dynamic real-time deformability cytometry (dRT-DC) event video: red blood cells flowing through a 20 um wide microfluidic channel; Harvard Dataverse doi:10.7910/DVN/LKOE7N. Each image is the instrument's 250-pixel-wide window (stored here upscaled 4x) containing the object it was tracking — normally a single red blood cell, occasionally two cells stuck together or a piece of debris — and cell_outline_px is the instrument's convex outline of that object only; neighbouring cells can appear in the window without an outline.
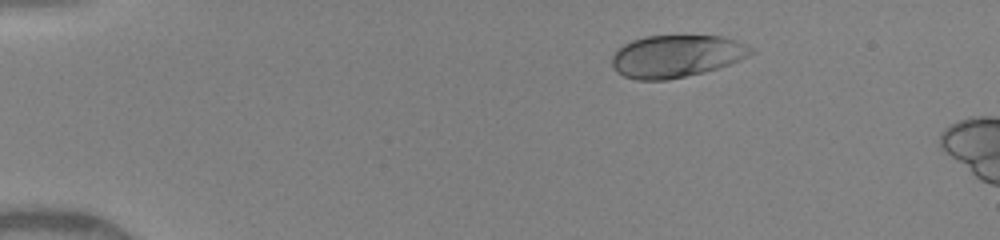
{"species": "human", "species_latin": "Homo sapiens", "temperature_condition": "warm", "stored_images_in_passage": 32, "camera_frame_rate_fps": 3000, "um_per_image_px": 0.085, "donor": {"sex": "female"}, "frame": {"image": 1, "passage_image": 7, "time_ms": 2.667, "image_size_px": [1000, 240], "cell_outline_px": [[756, 52], [740, 60], [720, 68], [704, 72], [668, 80], [636, 80], [624, 76], [616, 72], [612, 68], [612, 56], [624, 44], [632, 40], [644, 36], [720, 36], [736, 40], [748, 44]], "centroid_in_image_um": [57.51, 4.78], "position_along_channel_um": 27.5, "area_um2": 34.51}}
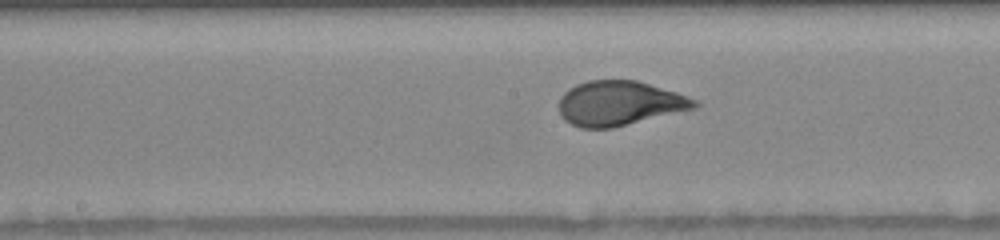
{"frame": {"image": 2, "passage_image": 22, "time_ms": 8.667, "image_size_px": [1000, 240], "cell_outline_px": [[700, 104], [696, 108], [612, 128], [580, 128], [564, 120], [560, 112], [560, 96], [568, 88], [576, 84], [588, 80], [636, 80], [676, 92], [696, 100]], "centroid_in_image_um": [52.63, 8.78], "position_along_channel_um": 195.6, "area_um2": 35.14}}
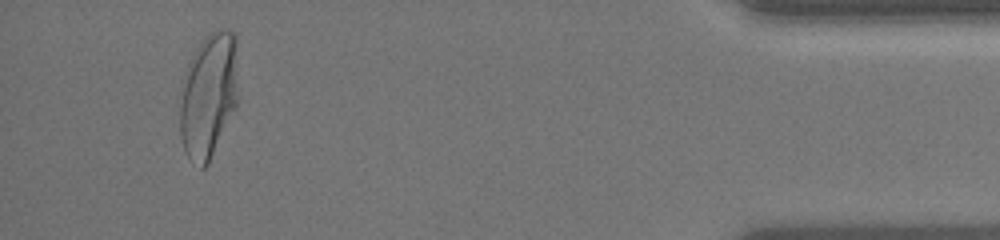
{"frame": {"image": 3, "passage_image": 31, "time_ms": 15.333, "image_size_px": [1000, 240], "cell_outline_px": [[236, 104], [208, 164], [204, 168], [200, 168], [188, 156], [184, 148], [180, 136], [180, 104], [184, 72], [196, 48], [216, 28], [228, 28], [236, 32]], "centroid_in_image_um": [17.71, 8.07], "position_along_channel_um": 417.5, "area_um2": 41.91}, "authors_computed_cell_mechanics": {"area_um2": 35.7493, "velocity_mm_per_s": 4.1849, "shape_relaxation_time_tau1_ms": 3.3727, "shape_relaxation_time_tau2_ms": null, "deformation_change_tau1": 0.1923, "deformation_change_tau2": null}}